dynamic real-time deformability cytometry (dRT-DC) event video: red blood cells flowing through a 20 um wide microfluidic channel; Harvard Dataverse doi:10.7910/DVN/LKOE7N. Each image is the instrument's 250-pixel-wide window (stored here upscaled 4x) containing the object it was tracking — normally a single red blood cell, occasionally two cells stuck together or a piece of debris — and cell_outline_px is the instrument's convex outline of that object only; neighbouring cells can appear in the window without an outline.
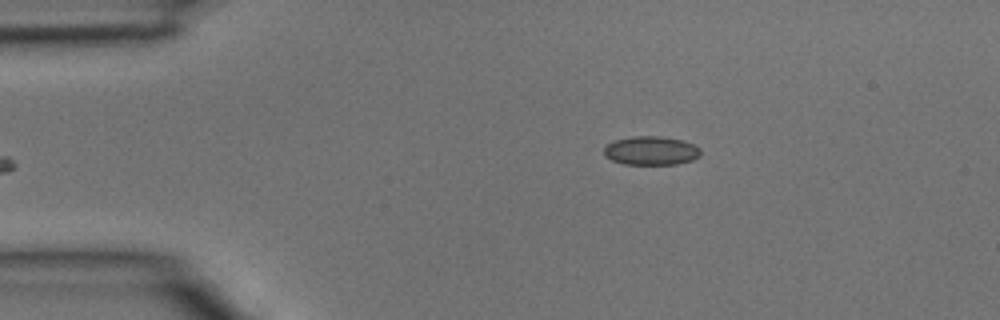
{"species": "common noctule bat (a hibernating species)", "species_latin": "Nyctalus noctula", "temperature_condition": "room temperature", "stored_images_in_passage": 4, "camera_frame_rate_fps": 3000, "um_per_image_px": 0.085, "animal": {"sex": "male", "body_mass_g": 15.6}, "frame": {"image": 1, "passage_image": 4, "time_ms": 1.0, "image_size_px": [1000, 320], "cell_outline_px": [[700, 156], [692, 160], [676, 164], [624, 164], [612, 160], [604, 156], [604, 148], [612, 140], [632, 136], [660, 136], [680, 140], [692, 144], [700, 148]], "centroid_in_image_um": [55.31, 12.8], "position_along_channel_um": 29.7, "area_um2": 16.18}}